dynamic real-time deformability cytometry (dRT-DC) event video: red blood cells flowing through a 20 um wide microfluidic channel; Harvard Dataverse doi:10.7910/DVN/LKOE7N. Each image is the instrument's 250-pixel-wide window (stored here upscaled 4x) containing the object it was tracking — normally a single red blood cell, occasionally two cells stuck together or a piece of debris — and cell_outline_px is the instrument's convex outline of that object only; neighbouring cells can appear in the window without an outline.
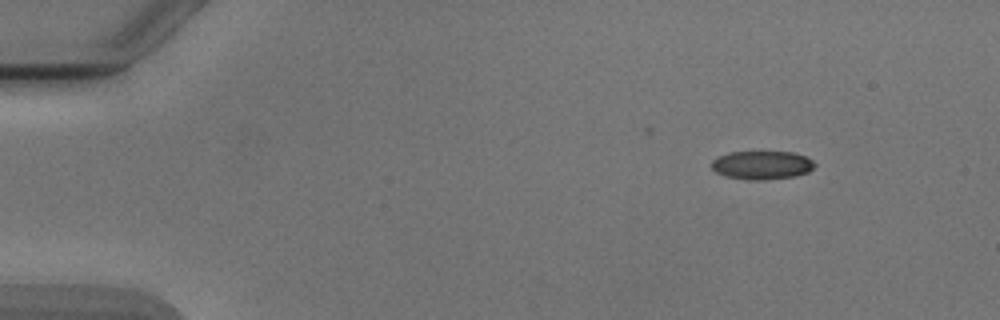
{"species": "Egyptian fruit bat (a non-hibernating species)", "species_latin": "Rousettus aegyptiacus", "temperature_condition": "cold", "stored_images_in_passage": 3, "camera_frame_rate_fps": 3000, "um_per_image_px": 0.085, "animal": {"sex": "male"}, "frame": {"image": 1, "passage_image": 1, "time_ms": 0.0, "image_size_px": [1000, 320], "cell_outline_px": [[816, 164], [808, 172], [796, 176], [764, 180], [748, 180], [728, 176], [716, 172], [712, 168], [712, 160], [716, 156], [728, 152], [792, 152], [804, 156], [812, 160]], "centroid_in_image_um": [64.75, 14.03], "position_along_channel_um": 20.2, "area_um2": 17.11}}
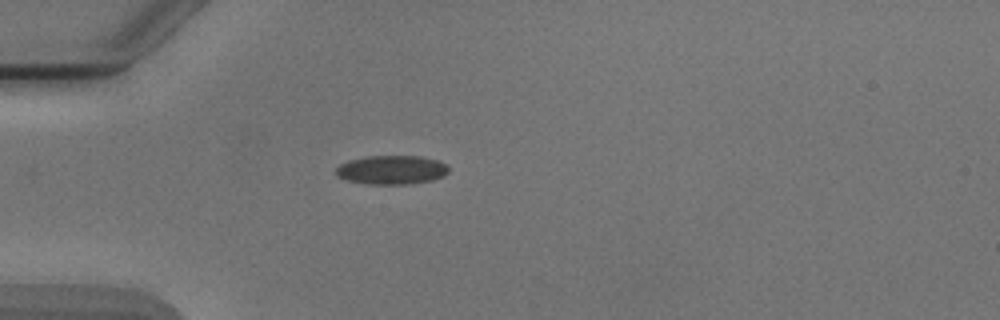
{"frame": {"image": 2, "passage_image": 3, "time_ms": 3.0, "image_size_px": [1000, 320], "cell_outline_px": [[448, 172], [444, 176], [432, 180], [408, 184], [368, 184], [348, 180], [336, 176], [336, 168], [340, 164], [348, 160], [368, 156], [420, 156], [436, 160], [444, 164], [448, 168]], "centroid_in_image_um": [33.27, 14.44], "position_along_channel_um": 51.7, "area_um2": 18.9}}